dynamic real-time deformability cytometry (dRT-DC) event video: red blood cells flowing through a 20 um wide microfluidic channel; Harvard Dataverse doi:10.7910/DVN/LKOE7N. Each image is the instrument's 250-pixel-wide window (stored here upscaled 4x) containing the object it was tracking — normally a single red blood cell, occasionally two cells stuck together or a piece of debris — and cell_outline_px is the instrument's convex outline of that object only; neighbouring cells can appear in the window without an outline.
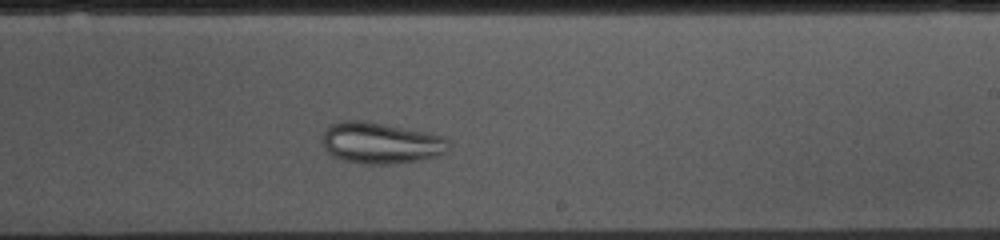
{"species": "common noctule bat (a hibernating species)", "species_latin": "Nyctalus noctula", "temperature_condition": "cold", "stored_images_in_passage": 30, "camera_frame_rate_fps": 3000, "um_per_image_px": 0.085, "animal": {"sex": "female", "body_mass_g": 10.0, "forearm_length_mm": 53.1}, "frame": {"image": 1, "passage_image": 18, "time_ms": 5.667, "image_size_px": [1000, 240], "cell_outline_px": [[452, 144], [444, 152], [436, 156], [420, 160], [392, 164], [360, 164], [344, 160], [332, 156], [324, 148], [320, 140], [324, 132], [332, 124], [344, 120], [364, 120], [428, 132], [444, 136]], "centroid_in_image_um": [32.36, 12.15], "position_along_channel_um": 256.6, "area_um2": 30.69}}